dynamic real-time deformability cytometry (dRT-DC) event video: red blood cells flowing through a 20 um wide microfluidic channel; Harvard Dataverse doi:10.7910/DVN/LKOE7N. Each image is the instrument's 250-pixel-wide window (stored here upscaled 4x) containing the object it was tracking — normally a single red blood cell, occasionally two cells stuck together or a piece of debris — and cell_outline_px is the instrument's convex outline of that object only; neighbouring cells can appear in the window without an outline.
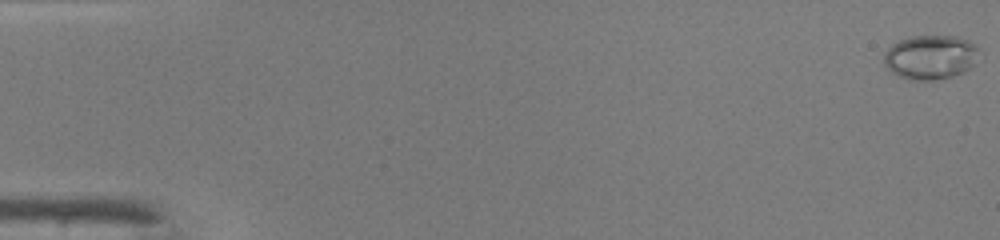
{"species": "common noctule bat (a hibernating species)", "species_latin": "Nyctalus noctula", "temperature_condition": "warm", "stored_images_in_passage": 16, "camera_frame_rate_fps": 3000, "um_per_image_px": 0.085, "animal": {"sex": "male", "body_mass_g": 19.0, "forearm_length_mm": 50.8}, "frame": {"image": 1, "passage_image": 1, "time_ms": 0.0, "image_size_px": [1000, 240], "cell_outline_px": [[980, 48], [972, 64], [964, 72], [952, 76], [932, 80], [908, 80], [896, 76], [884, 64], [884, 52], [892, 44], [900, 40], [912, 36], [956, 36], [968, 40]], "centroid_in_image_um": [79.05, 4.86], "position_along_channel_um": 5.9, "area_um2": 24.51}}